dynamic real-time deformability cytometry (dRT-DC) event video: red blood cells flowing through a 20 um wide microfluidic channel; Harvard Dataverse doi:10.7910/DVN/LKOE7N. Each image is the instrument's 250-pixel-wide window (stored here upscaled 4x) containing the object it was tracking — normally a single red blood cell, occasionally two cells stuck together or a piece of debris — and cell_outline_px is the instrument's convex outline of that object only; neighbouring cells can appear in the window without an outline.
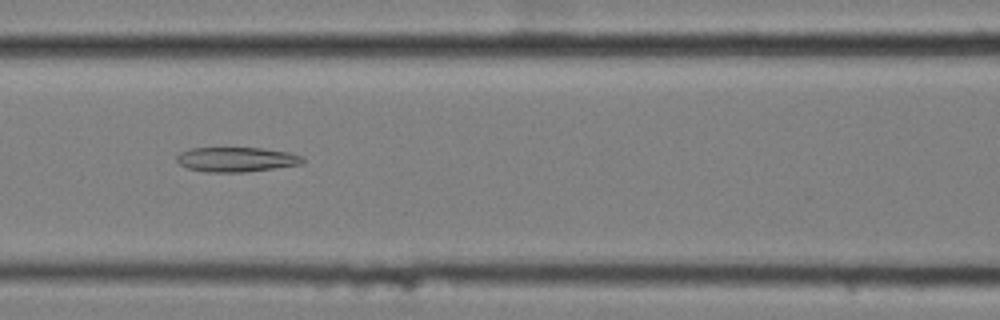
{"species": "common noctule bat (a hibernating species)", "species_latin": "Nyctalus noctula", "temperature_condition": "cold", "stored_images_in_passage": 9, "camera_frame_rate_fps": 3000, "um_per_image_px": 0.085, "animal": {"sex": "female", "body_mass_g": 25.1}, "frame": {"image": 1, "passage_image": 8, "time_ms": 2.333, "image_size_px": [1000, 320], "cell_outline_px": [[304, 164], [244, 172], [208, 172], [188, 168], [180, 164], [176, 160], [176, 156], [180, 152], [188, 148], [260, 148], [288, 152], [304, 156]], "centroid_in_image_um": [20.1, 13.55], "position_along_channel_um": 146.5, "area_um2": 18.15}}
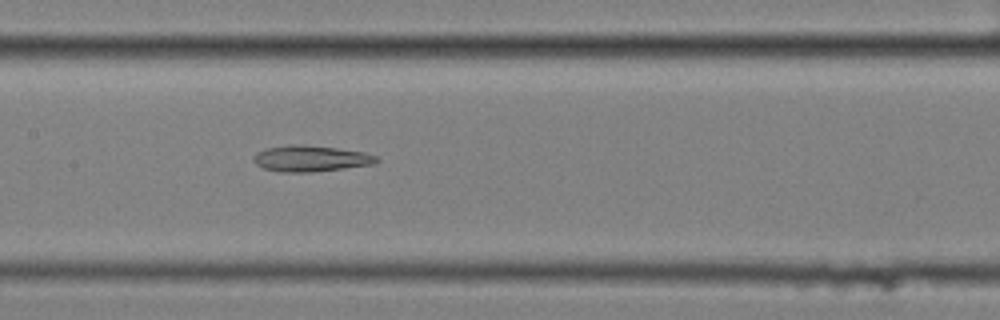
{"frame": {"image": 2, "passage_image": 9, "time_ms": 2.667, "image_size_px": [1000, 320], "cell_outline_px": [[380, 160], [376, 164], [312, 172], [280, 172], [264, 168], [256, 164], [252, 160], [252, 156], [256, 152], [268, 148], [288, 144], [296, 144], [336, 148], [364, 152], [376, 156]], "centroid_in_image_um": [26.4, 13.48], "position_along_channel_um": 181.0, "area_um2": 18.73}}